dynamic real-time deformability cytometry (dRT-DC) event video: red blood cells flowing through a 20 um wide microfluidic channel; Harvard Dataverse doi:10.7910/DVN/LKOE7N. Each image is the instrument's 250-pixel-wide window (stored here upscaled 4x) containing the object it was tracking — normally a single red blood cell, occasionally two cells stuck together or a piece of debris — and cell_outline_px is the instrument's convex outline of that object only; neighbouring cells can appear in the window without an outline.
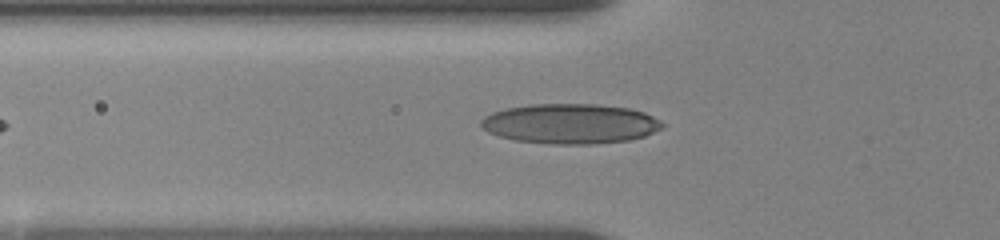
{"species": "human", "species_latin": "Homo sapiens", "temperature_condition": "room temperature", "stored_images_in_passage": 18, "camera_frame_rate_fps": 3000, "um_per_image_px": 0.085, "donor": {"sex": "female"}, "frame": {"image": 1, "passage_image": 2, "time_ms": 0.333, "image_size_px": [1000, 240], "cell_outline_px": [[664, 128], [644, 136], [628, 140], [592, 144], [548, 144], [516, 140], [500, 136], [488, 132], [480, 128], [480, 120], [484, 116], [492, 112], [508, 108], [532, 104], [596, 104], [628, 108], [644, 112], [660, 120], [664, 124]], "centroid_in_image_um": [48.47, 10.52], "position_along_channel_um": 77.3, "area_um2": 42.31}}
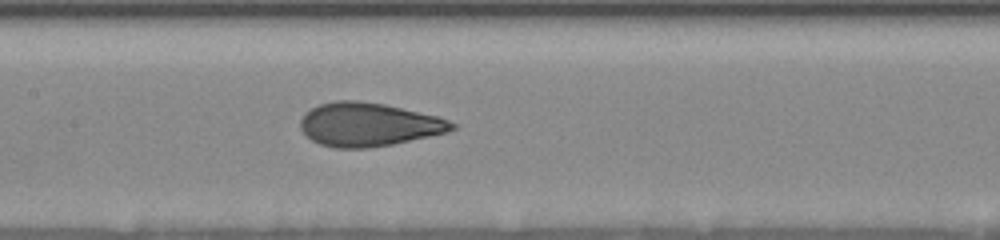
{"frame": {"image": 2, "passage_image": 12, "time_ms": 3.0, "image_size_px": [1000, 240], "cell_outline_px": [[460, 124], [456, 128], [448, 132], [392, 144], [368, 148], [336, 148], [320, 144], [312, 140], [300, 128], [300, 120], [304, 112], [320, 104], [336, 100], [356, 100], [384, 104], [440, 116]], "centroid_in_image_um": [31.36, 10.57], "position_along_channel_um": 176.0, "area_um2": 38.67}}
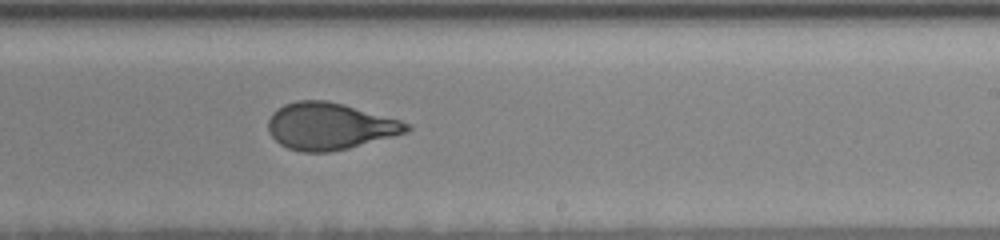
{"frame": {"image": 3, "passage_image": 18, "time_ms": 5.333, "image_size_px": [1000, 240], "cell_outline_px": [[412, 128], [408, 132], [348, 148], [328, 152], [300, 152], [288, 148], [280, 144], [268, 132], [268, 120], [272, 112], [284, 104], [296, 100], [324, 100], [344, 104], [400, 120], [412, 124]], "centroid_in_image_um": [28.02, 10.72], "position_along_channel_um": 261.0, "area_um2": 37.86}}